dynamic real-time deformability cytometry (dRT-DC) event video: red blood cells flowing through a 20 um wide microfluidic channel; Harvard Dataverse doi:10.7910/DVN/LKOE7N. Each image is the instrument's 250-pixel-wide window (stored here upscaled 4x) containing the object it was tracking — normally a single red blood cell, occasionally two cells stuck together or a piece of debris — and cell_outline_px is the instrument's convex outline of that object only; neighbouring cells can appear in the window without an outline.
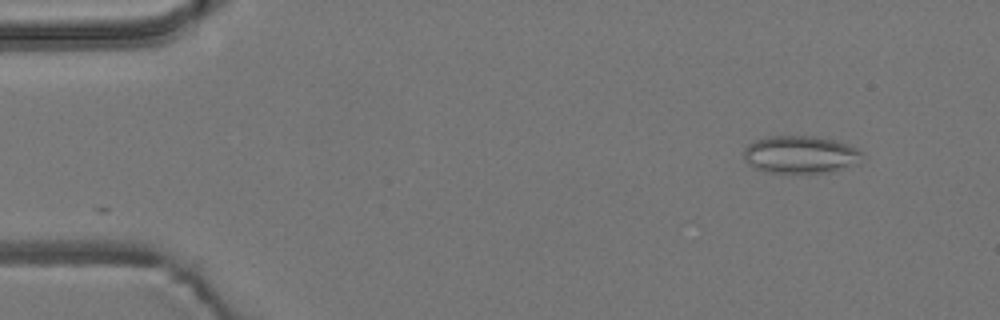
{"species": "common noctule bat (a hibernating species)", "species_latin": "Nyctalus noctula", "temperature_condition": "room temperature", "stored_images_in_passage": 51, "camera_frame_rate_fps": 3000, "um_per_image_px": 0.085, "animal": {"sex": "male", "body_mass_g": 19.2, "forearm_length_mm": 51.8}, "frame": {"image": 1, "passage_image": 1, "time_ms": 0.0, "image_size_px": [1000, 320], "cell_outline_px": [[860, 164], [832, 172], [764, 172], [748, 164], [744, 160], [744, 148], [748, 144], [756, 140], [772, 136], [816, 136], [836, 140], [848, 144], [856, 148], [860, 152]], "centroid_in_image_um": [68.04, 13.14], "position_along_channel_um": 17.0, "area_um2": 25.95}}
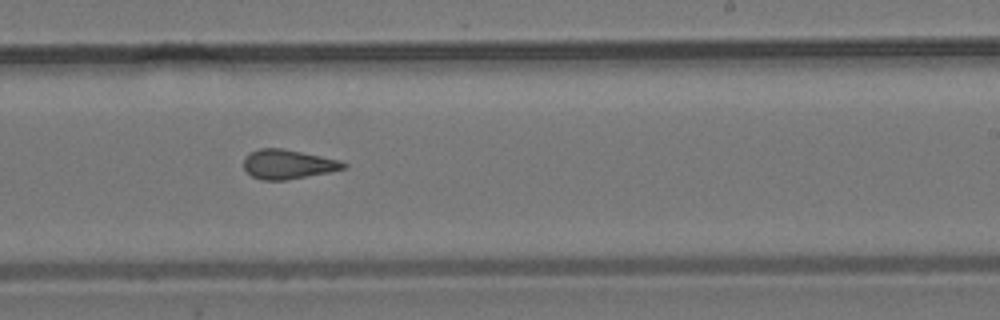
{"frame": {"image": 2, "passage_image": 29, "time_ms": 9.333, "image_size_px": [1000, 320], "cell_outline_px": [[348, 168], [288, 180], [260, 180], [252, 176], [244, 168], [244, 156], [260, 148], [284, 148], [340, 160], [348, 164]], "centroid_in_image_um": [24.49, 13.96], "position_along_channel_um": 264.5, "area_um2": 17.17}}
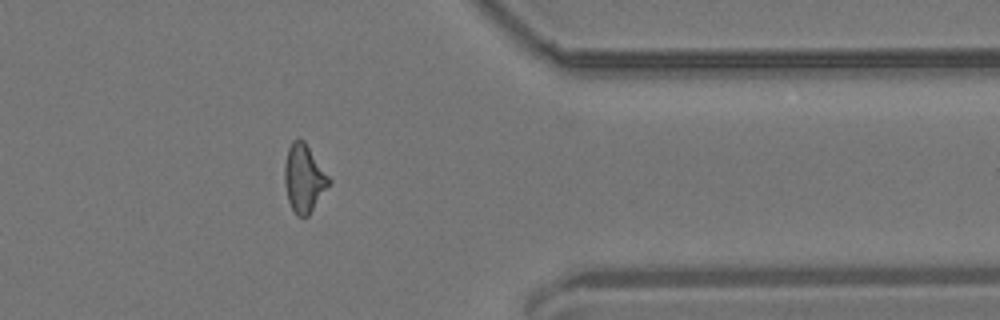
{"frame": {"image": 3, "passage_image": 40, "time_ms": 13.0, "image_size_px": [1000, 320], "cell_outline_px": [[332, 180], [308, 216], [296, 216], [288, 200], [284, 184], [284, 164], [288, 148], [292, 140], [300, 136], [304, 140]], "centroid_in_image_um": [25.82, 15.11], "position_along_channel_um": 385.6, "area_um2": 17.63}, "authors_computed_cell_mechanics": {"area_um2": 17.2822, "velocity_mm_per_s": 3.7388, "shape_relaxation_time_tau1_ms": null, "shape_relaxation_time_tau2_ms": 3.1705, "deformation_change_tau1": null, "deformation_change_tau2": 0.1182}}